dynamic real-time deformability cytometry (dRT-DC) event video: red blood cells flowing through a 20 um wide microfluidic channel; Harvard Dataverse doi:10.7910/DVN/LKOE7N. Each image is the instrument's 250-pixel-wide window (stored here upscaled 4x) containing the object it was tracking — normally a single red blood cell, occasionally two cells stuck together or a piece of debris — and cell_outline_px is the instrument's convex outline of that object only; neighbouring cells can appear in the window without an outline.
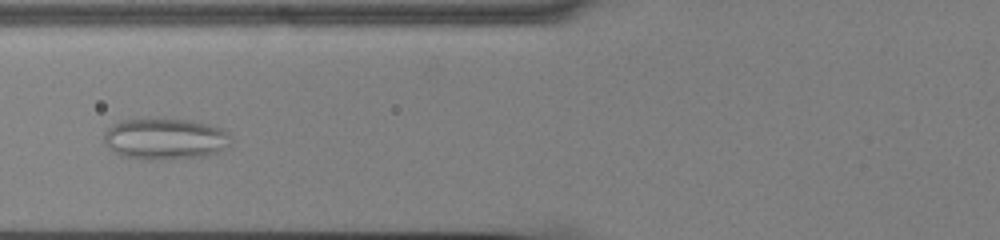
{"species": "common noctule bat (a hibernating species)", "species_latin": "Nyctalus noctula", "temperature_condition": "cold", "stored_images_in_passage": 39, "camera_frame_rate_fps": 3000, "um_per_image_px": 0.085, "animal": {"sex": "male", "body_mass_g": 13.0, "forearm_length_mm": 53.1}, "frame": {"image": 1, "passage_image": 6, "time_ms": 1.667, "image_size_px": [1000, 240], "cell_outline_px": [[232, 144], [220, 152], [204, 156], [148, 160], [120, 156], [112, 152], [104, 144], [104, 132], [108, 128], [120, 120], [156, 116], [164, 116], [192, 120], [208, 124], [220, 128], [228, 132], [232, 136]], "centroid_in_image_um": [14.03, 11.76], "position_along_channel_um": 111.8, "area_um2": 31.79}}